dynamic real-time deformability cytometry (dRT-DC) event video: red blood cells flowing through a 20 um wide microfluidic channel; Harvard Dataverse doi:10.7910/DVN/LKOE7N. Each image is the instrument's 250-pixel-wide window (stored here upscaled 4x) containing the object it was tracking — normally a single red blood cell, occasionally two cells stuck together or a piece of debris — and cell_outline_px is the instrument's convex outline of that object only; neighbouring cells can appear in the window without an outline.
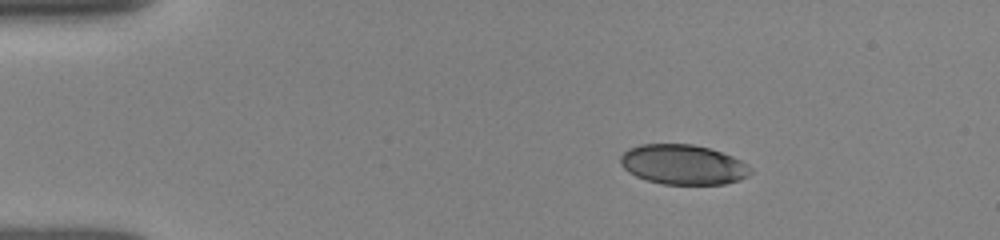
{"species": "human", "species_latin": "Homo sapiens", "temperature_condition": "room temperature", "stored_images_in_passage": 43, "camera_frame_rate_fps": 3000, "um_per_image_px": 0.085, "donor": {"sex": "female"}, "frame": {"image": 1, "passage_image": 1, "time_ms": 0.0, "image_size_px": [1000, 240], "cell_outline_px": [[752, 172], [748, 176], [740, 180], [724, 184], [664, 184], [648, 180], [636, 176], [628, 172], [620, 164], [620, 156], [628, 148], [640, 144], [692, 144], [708, 148], [732, 156], [748, 164], [752, 168]], "centroid_in_image_um": [58.06, 13.99], "position_along_channel_um": 26.9, "area_um2": 30.29}}
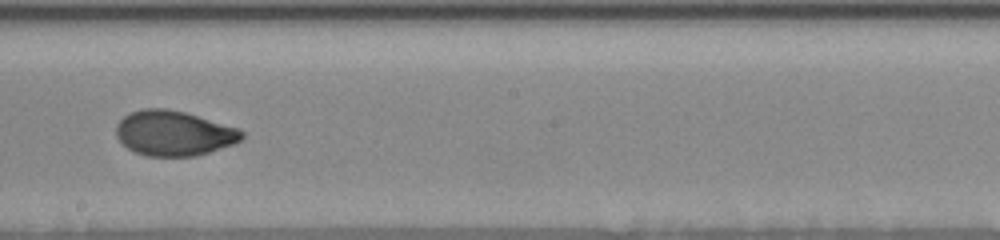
{"frame": {"image": 2, "passage_image": 22, "time_ms": 7.0, "image_size_px": [1000, 240], "cell_outline_px": [[244, 136], [240, 140], [232, 144], [196, 156], [148, 156], [136, 152], [128, 148], [116, 136], [116, 124], [124, 116], [132, 112], [144, 108], [168, 108], [184, 112], [240, 128], [244, 132]], "centroid_in_image_um": [14.78, 11.31], "position_along_channel_um": 233.4, "area_um2": 32.83}}
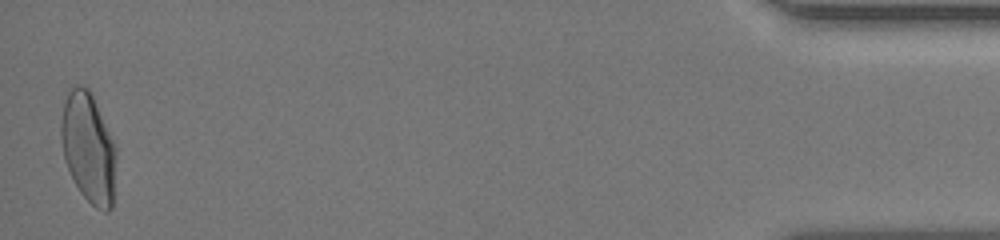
{"frame": {"image": 3, "passage_image": 43, "time_ms": 14.0, "image_size_px": [1000, 240], "cell_outline_px": [[116, 156], [112, 208], [108, 212], [104, 212], [96, 208], [80, 192], [64, 160], [60, 136], [60, 124], [64, 104], [68, 88], [76, 84], [80, 84], [88, 88], [92, 96], [116, 148]], "centroid_in_image_um": [7.49, 12.56], "position_along_channel_um": 427.7, "area_um2": 35.08}, "authors_computed_cell_mechanics": {"area_um2": 32.946, "velocity_mm_per_s": 3.9572, "shape_relaxation_time_tau1_ms": 6.6608, "shape_relaxation_time_tau2_ms": null, "deformation_change_tau1": 0.197, "deformation_change_tau2": null}}